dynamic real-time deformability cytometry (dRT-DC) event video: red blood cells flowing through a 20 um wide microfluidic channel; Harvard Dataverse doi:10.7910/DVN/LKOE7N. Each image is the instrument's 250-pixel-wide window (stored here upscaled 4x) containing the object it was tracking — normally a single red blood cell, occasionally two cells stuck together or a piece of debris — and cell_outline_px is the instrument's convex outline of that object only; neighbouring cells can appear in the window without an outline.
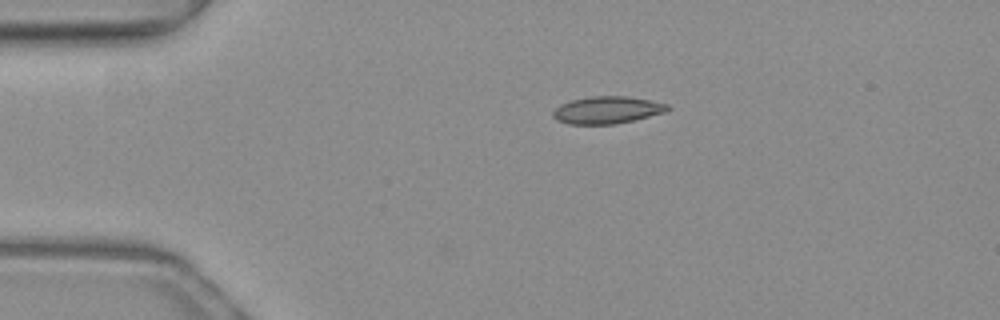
{"species": "common noctule bat (a hibernating species)", "species_latin": "Nyctalus noctula", "temperature_condition": "warm", "stored_images_in_passage": 42, "camera_frame_rate_fps": 3000, "um_per_image_px": 0.085, "animal": {"sex": "female", "body_mass_g": 19.3, "forearm_length_mm": 54.1}, "frame": {"image": 1, "passage_image": 1, "time_ms": 0.0, "image_size_px": [1000, 320], "cell_outline_px": [[672, 108], [664, 112], [616, 124], [568, 124], [556, 120], [552, 116], [552, 112], [560, 104], [572, 100], [588, 96], [628, 96], [652, 100], [668, 104]], "centroid_in_image_um": [51.59, 9.34], "position_along_channel_um": 33.4, "area_um2": 18.26}}
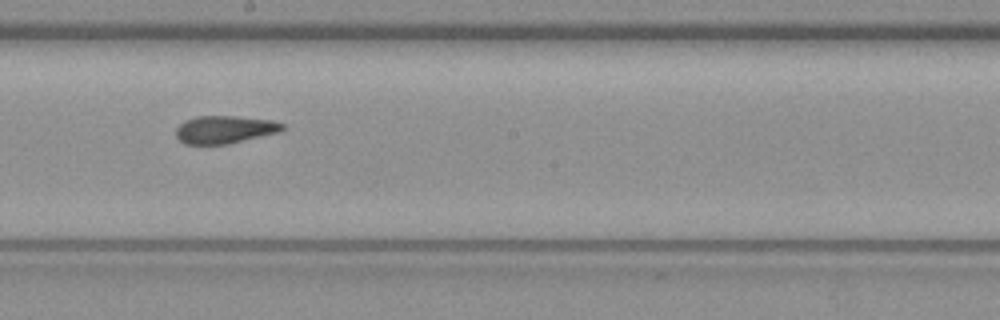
{"frame": {"image": 2, "passage_image": 19, "time_ms": 6.0, "image_size_px": [1000, 320], "cell_outline_px": [[284, 128], [280, 132], [228, 144], [184, 144], [176, 136], [176, 128], [184, 120], [196, 116], [236, 116], [272, 120], [284, 124]], "centroid_in_image_um": [19.09, 11.01], "position_along_channel_um": 229.1, "area_um2": 17.28}}
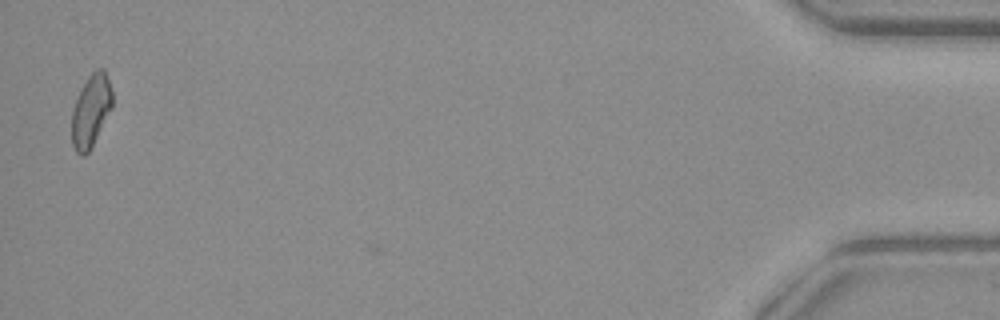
{"frame": {"image": 3, "passage_image": 41, "time_ms": 13.333, "image_size_px": [1000, 320], "cell_outline_px": [[112, 108], [88, 152], [84, 156], [80, 156], [76, 152], [72, 144], [72, 108], [88, 76], [96, 68], [104, 68], [112, 88]], "centroid_in_image_um": [7.73, 9.4], "position_along_channel_um": 427.5, "area_um2": 16.99}, "authors_computed_cell_mechanics": {"area_um2": 17.3978, "velocity_mm_per_s": 4.0099, "shape_relaxation_time_tau1_ms": null, "shape_relaxation_time_tau2_ms": 3.723, "deformation_change_tau1": null, "deformation_change_tau2": 0.0839}}